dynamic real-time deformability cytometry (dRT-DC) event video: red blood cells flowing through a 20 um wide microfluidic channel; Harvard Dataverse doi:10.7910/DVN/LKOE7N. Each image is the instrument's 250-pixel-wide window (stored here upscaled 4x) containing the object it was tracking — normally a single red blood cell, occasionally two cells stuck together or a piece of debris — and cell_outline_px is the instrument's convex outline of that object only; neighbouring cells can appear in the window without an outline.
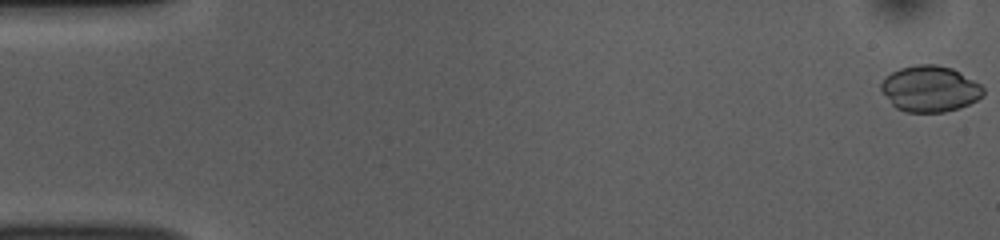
{"species": "common noctule bat (a hibernating species)", "species_latin": "Nyctalus noctula", "temperature_condition": "room temperature", "stored_images_in_passage": 53, "camera_frame_rate_fps": 3000, "um_per_image_px": 0.085, "animal": {"sex": "female", "body_mass_g": 10.0, "forearm_length_mm": 53.1}, "frame": {"image": 1, "passage_image": 1, "time_ms": 0.0, "image_size_px": [1000, 240], "cell_outline_px": [[984, 96], [960, 108], [944, 112], [904, 112], [896, 108], [892, 104], [880, 88], [880, 84], [892, 72], [900, 68], [916, 64], [936, 64], [952, 68], [960, 72], [980, 84], [984, 88]], "centroid_in_image_um": [79.06, 7.55], "position_along_channel_um": 5.9, "area_um2": 27.4}}
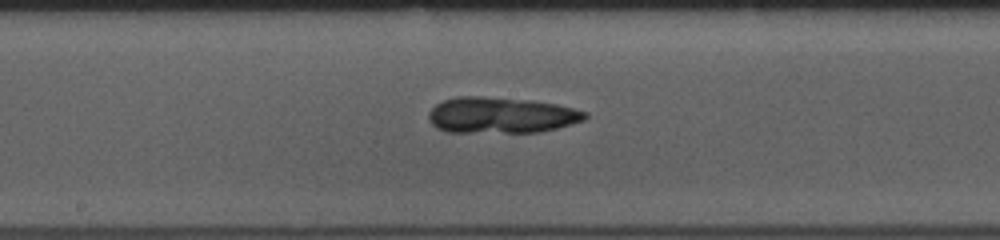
{"frame": {"image": 2, "passage_image": 28, "time_ms": 9.0, "image_size_px": [1000, 240], "cell_outline_px": [[588, 116], [584, 120], [556, 128], [540, 132], [444, 132], [436, 128], [428, 120], [428, 112], [436, 104], [444, 100], [456, 96], [484, 96], [532, 100], [556, 104], [588, 112]], "centroid_in_image_um": [42.56, 9.79], "position_along_channel_um": 205.6, "area_um2": 33.06}}
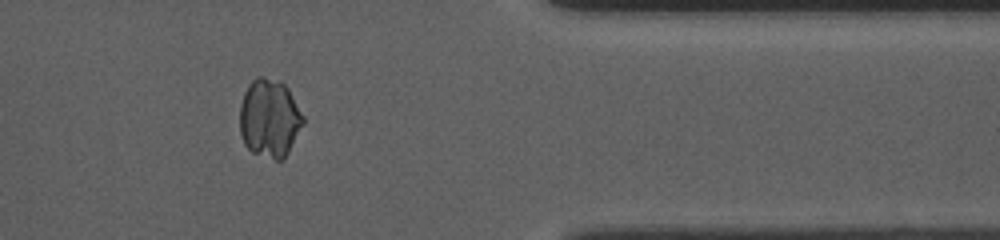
{"frame": {"image": 3, "passage_image": 44, "time_ms": 14.333, "image_size_px": [1000, 240], "cell_outline_px": [[304, 124], [284, 160], [276, 160], [252, 152], [244, 144], [240, 132], [240, 104], [244, 92], [248, 84], [256, 76], [264, 76], [280, 80], [288, 88], [304, 116]], "centroid_in_image_um": [22.91, 10.03], "position_along_channel_um": 388.5, "area_um2": 29.3}, "authors_computed_cell_mechanics": {"area_um2": 29.6514, "velocity_mm_per_s": 3.7947, "shape_relaxation_time_tau1_ms": 4.9918, "shape_relaxation_time_tau2_ms": null, "deformation_change_tau1": 0.1069, "deformation_change_tau2": null}}